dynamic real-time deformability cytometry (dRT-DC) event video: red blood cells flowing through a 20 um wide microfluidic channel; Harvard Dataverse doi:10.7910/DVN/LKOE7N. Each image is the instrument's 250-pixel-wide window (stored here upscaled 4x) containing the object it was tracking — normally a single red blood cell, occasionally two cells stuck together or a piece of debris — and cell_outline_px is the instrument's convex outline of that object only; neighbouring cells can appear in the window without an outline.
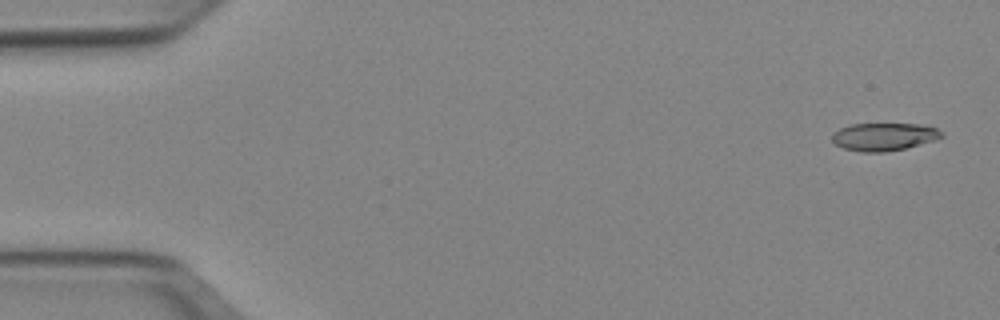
{"species": "Egyptian fruit bat (a non-hibernating species)", "species_latin": "Rousettus aegyptiacus", "temperature_condition": "cold", "stored_images_in_passage": 51, "camera_frame_rate_fps": 3000, "um_per_image_px": 0.085, "animal": {"sex": "female"}, "frame": {"image": 1, "passage_image": 2, "time_ms": 0.333, "image_size_px": [1000, 320], "cell_outline_px": [[944, 136], [932, 140], [904, 148], [884, 152], [864, 152], [844, 148], [836, 144], [832, 140], [832, 132], [840, 128], [852, 124], [928, 124], [944, 132]], "centroid_in_image_um": [75.14, 11.6], "position_along_channel_um": 9.9, "area_um2": 17.63}}
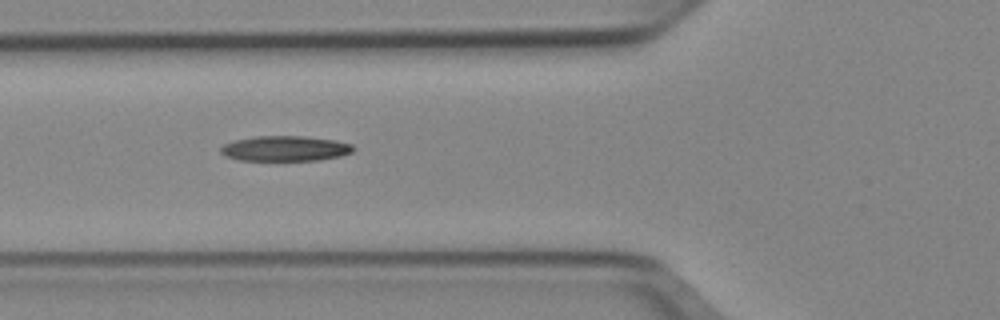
{"frame": {"image": 2, "passage_image": 19, "time_ms": 6.0, "image_size_px": [1000, 320], "cell_outline_px": [[356, 148], [352, 152], [340, 156], [320, 160], [236, 160], [224, 156], [220, 152], [220, 148], [224, 144], [232, 140], [256, 136], [304, 136], [336, 140], [352, 144]], "centroid_in_image_um": [24.22, 12.62], "position_along_channel_um": 101.6, "area_um2": 19.71}}
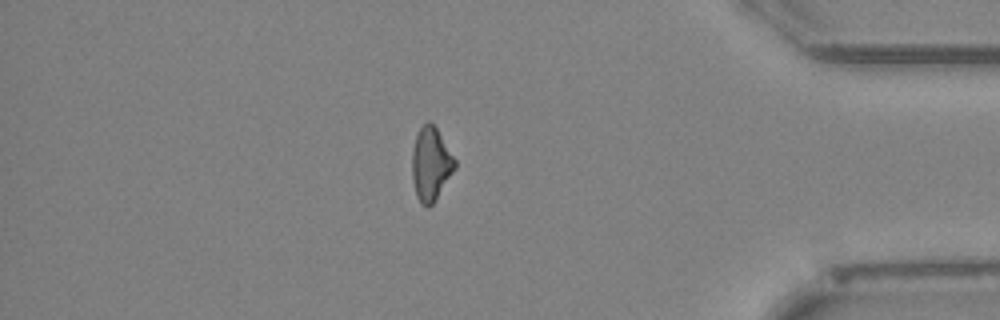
{"frame": {"image": 3, "passage_image": 44, "time_ms": 14.333, "image_size_px": [1000, 320], "cell_outline_px": [[456, 168], [436, 200], [428, 208], [420, 204], [416, 196], [412, 180], [412, 152], [416, 136], [420, 128], [428, 120], [436, 128], [456, 160]], "centroid_in_image_um": [36.62, 13.99], "position_along_channel_um": 398.6, "area_um2": 18.38}, "authors_computed_cell_mechanics": {"area_um2": 18.7272, "velocity_mm_per_s": 3.9584, "shape_relaxation_time_tau1_ms": null, "shape_relaxation_time_tau2_ms": 9.7564, "deformation_change_tau1": null, "deformation_change_tau2": 0.2369}}